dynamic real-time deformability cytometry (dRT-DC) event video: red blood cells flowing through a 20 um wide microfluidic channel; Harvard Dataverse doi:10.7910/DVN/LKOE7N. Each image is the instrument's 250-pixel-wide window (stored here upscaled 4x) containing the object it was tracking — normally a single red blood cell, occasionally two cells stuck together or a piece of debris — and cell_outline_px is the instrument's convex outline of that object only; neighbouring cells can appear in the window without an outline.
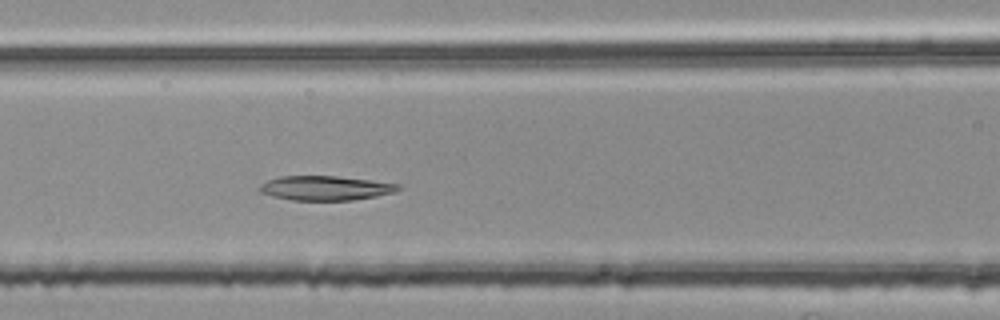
{"species": "common noctule bat (a hibernating species)", "species_latin": "Nyctalus noctula", "temperature_condition": "room temperature", "stored_images_in_passage": 46, "camera_frame_rate_fps": 3000, "um_per_image_px": 0.085, "animal": {"sex": "female", "body_mass_g": 25.1}, "frame": {"image": 1, "passage_image": 18, "time_ms": 5.667, "image_size_px": [1000, 320], "cell_outline_px": [[404, 188], [396, 192], [376, 196], [352, 200], [292, 200], [272, 196], [260, 192], [260, 184], [268, 180], [280, 176], [336, 176], [404, 184]], "centroid_in_image_um": [27.74, 15.98], "position_along_channel_um": 138.9, "area_um2": 19.88}}
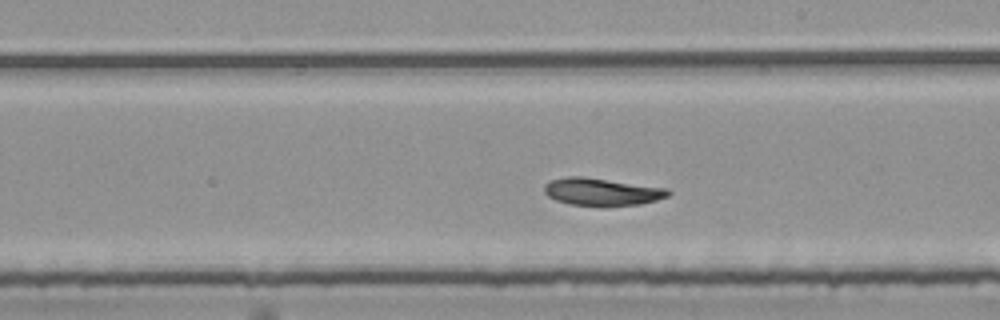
{"frame": {"image": 2, "passage_image": 26, "time_ms": 8.333, "image_size_px": [1000, 320], "cell_outline_px": [[672, 192], [668, 196], [656, 200], [640, 204], [604, 208], [600, 208], [568, 204], [556, 200], [548, 196], [544, 192], [544, 184], [552, 180], [568, 176], [584, 176], [668, 188]], "centroid_in_image_um": [51.16, 16.33], "position_along_channel_um": 237.8, "area_um2": 20.52}}
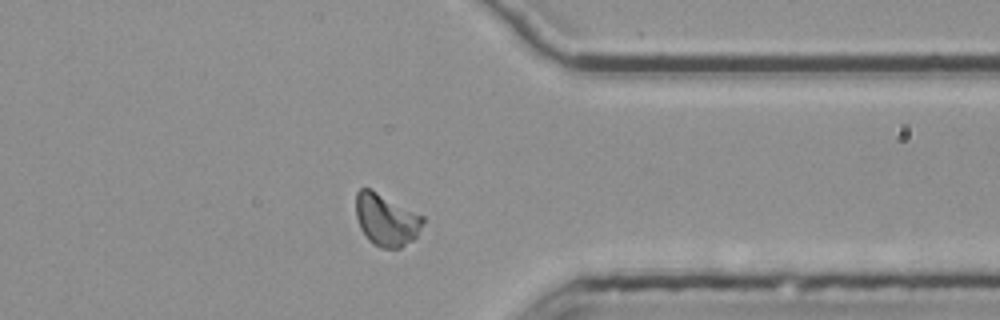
{"frame": {"image": 3, "passage_image": 38, "time_ms": 12.333, "image_size_px": [1000, 320], "cell_outline_px": [[424, 220], [416, 236], [412, 240], [400, 248], [380, 248], [372, 244], [368, 240], [360, 228], [356, 216], [356, 192], [360, 188], [368, 188], [424, 216]], "centroid_in_image_um": [32.8, 18.7], "position_along_channel_um": 378.6, "area_um2": 20.11}}